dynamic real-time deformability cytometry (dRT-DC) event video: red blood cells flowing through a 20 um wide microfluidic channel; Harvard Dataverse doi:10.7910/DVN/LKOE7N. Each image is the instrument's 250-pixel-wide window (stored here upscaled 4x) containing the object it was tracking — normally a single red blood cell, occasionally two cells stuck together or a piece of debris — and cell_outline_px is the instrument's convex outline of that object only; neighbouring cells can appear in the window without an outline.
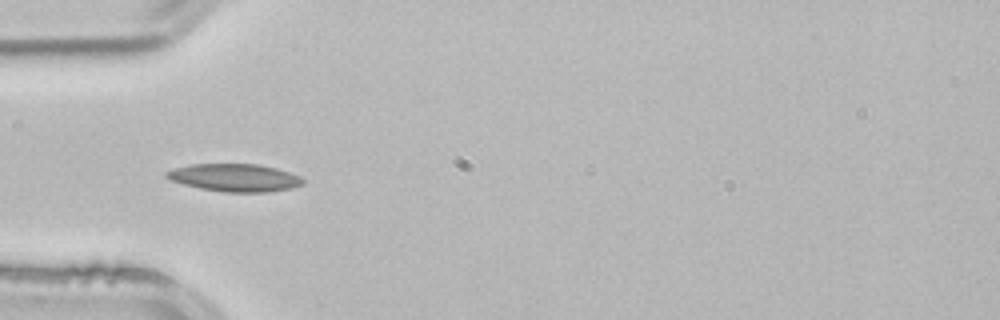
{"species": "common noctule bat (a hibernating species)", "species_latin": "Nyctalus noctula", "temperature_condition": "room temperature", "stored_images_in_passage": 3, "camera_frame_rate_fps": 3000, "um_per_image_px": 0.085, "animal": {"sex": "male", "body_mass_g": 21.5, "forearm_length_mm": 52.0}, "frame": {"image": 1, "passage_image": 3, "time_ms": 0.667, "image_size_px": [1000, 320], "cell_outline_px": [[304, 184], [292, 188], [272, 192], [224, 192], [200, 188], [184, 184], [172, 180], [164, 176], [164, 172], [176, 168], [192, 164], [256, 164], [276, 168], [300, 176], [304, 180]], "centroid_in_image_um": [19.98, 15.11], "position_along_channel_um": 65.0, "area_um2": 21.96}}